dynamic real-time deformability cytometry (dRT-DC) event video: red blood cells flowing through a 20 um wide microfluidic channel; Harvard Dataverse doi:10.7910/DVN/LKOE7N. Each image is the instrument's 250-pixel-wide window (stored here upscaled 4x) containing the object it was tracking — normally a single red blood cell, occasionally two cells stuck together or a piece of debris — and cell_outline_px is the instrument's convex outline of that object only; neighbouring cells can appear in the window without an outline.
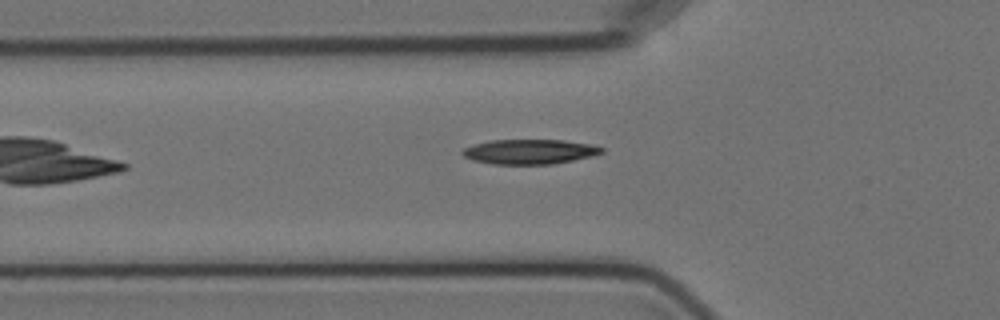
{"species": "Egyptian fruit bat (a non-hibernating species)", "species_latin": "Rousettus aegyptiacus", "temperature_condition": "cold", "stored_images_in_passage": 7, "camera_frame_rate_fps": 3000, "um_per_image_px": 0.085, "animal": {"sex": "female"}, "frame": {"image": 1, "passage_image": 6, "time_ms": 6.0, "image_size_px": [1000, 320], "cell_outline_px": [[604, 152], [592, 156], [552, 164], [492, 164], [472, 160], [464, 156], [460, 152], [464, 148], [476, 144], [492, 140], [564, 140], [588, 144], [604, 148]], "centroid_in_image_um": [45.0, 12.89], "position_along_channel_um": 80.8, "area_um2": 19.94}}
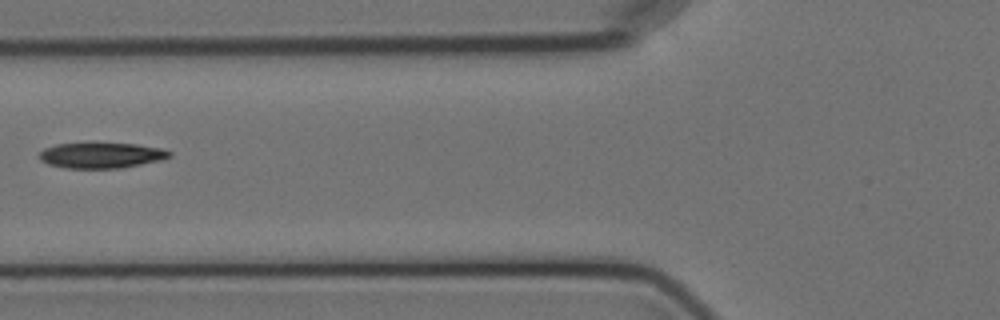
{"frame": {"image": 2, "passage_image": 7, "time_ms": 7.0, "image_size_px": [1000, 320], "cell_outline_px": [[172, 156], [160, 160], [120, 168], [64, 168], [48, 164], [40, 160], [40, 152], [44, 148], [56, 144], [136, 144], [160, 148], [172, 152]], "centroid_in_image_um": [8.6, 13.21], "position_along_channel_um": 117.2, "area_um2": 19.07}}